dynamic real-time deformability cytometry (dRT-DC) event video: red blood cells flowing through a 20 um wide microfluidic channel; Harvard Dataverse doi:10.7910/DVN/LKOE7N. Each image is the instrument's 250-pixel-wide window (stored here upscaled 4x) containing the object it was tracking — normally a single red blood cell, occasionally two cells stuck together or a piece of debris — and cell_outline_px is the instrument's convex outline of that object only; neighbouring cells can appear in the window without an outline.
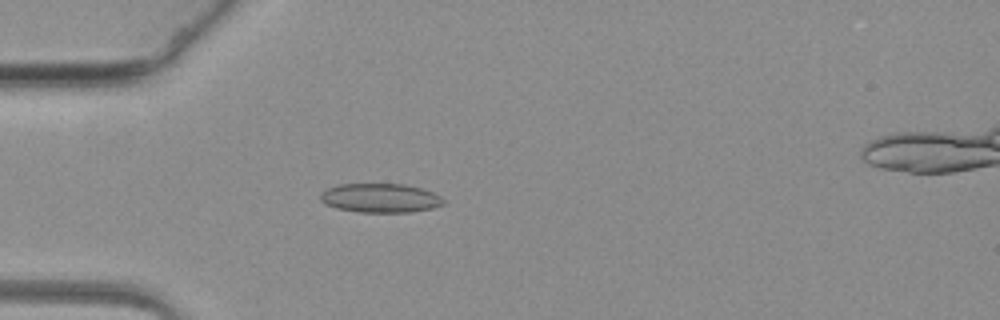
{"species": "common noctule bat (a hibernating species)", "species_latin": "Nyctalus noctula", "temperature_condition": "warm", "stored_images_in_passage": 44, "camera_frame_rate_fps": 3000, "um_per_image_px": 0.085, "animal": {"sex": "female", "body_mass_g": 19.3, "forearm_length_mm": 54.1}, "frame": {"image": 1, "passage_image": 1, "time_ms": 0.0, "image_size_px": [1000, 320], "cell_outline_px": [[444, 204], [432, 208], [412, 212], [360, 212], [336, 208], [324, 204], [320, 200], [320, 192], [328, 188], [340, 184], [404, 184], [420, 188], [432, 192], [440, 196], [444, 200]], "centroid_in_image_um": [32.3, 16.83], "position_along_channel_um": 52.7, "area_um2": 20.87}}
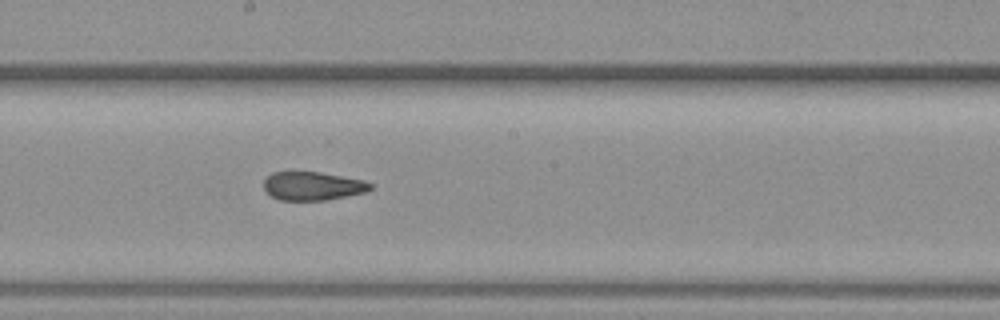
{"frame": {"image": 2, "passage_image": 17, "time_ms": 5.333, "image_size_px": [1000, 320], "cell_outline_px": [[376, 184], [368, 192], [328, 200], [280, 200], [272, 196], [264, 188], [264, 180], [272, 172], [320, 172], [364, 180]], "centroid_in_image_um": [26.65, 15.81], "position_along_channel_um": 221.5, "area_um2": 17.86}}
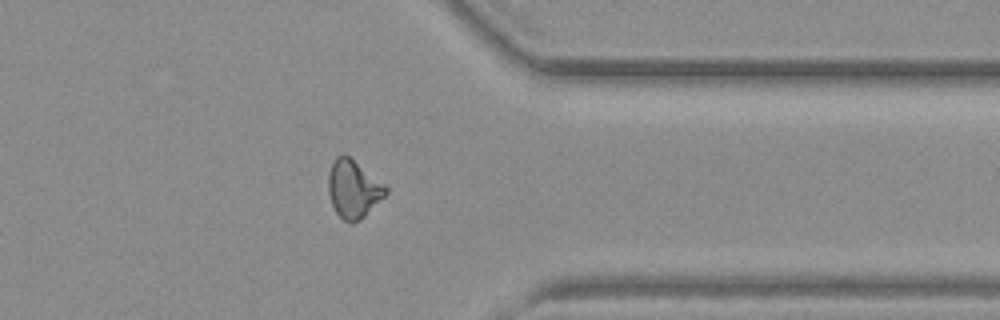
{"frame": {"image": 3, "passage_image": 32, "time_ms": 10.333, "image_size_px": [1000, 320], "cell_outline_px": [[388, 192], [360, 220], [352, 224], [348, 224], [336, 212], [332, 204], [328, 192], [328, 176], [332, 164], [336, 156], [344, 152], [384, 184], [388, 188]], "centroid_in_image_um": [30.02, 16.06], "position_along_channel_um": 381.4, "area_um2": 19.25}}